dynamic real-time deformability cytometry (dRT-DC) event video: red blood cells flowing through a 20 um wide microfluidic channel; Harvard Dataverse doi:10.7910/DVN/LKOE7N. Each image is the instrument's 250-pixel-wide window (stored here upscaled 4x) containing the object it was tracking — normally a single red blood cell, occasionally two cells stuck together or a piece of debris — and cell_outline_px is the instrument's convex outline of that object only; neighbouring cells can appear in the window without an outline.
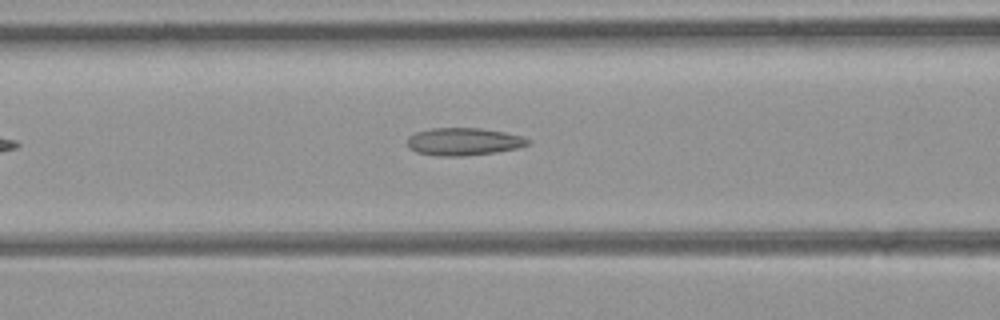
{"species": "common noctule bat (a hibernating species)", "species_latin": "Nyctalus noctula", "temperature_condition": "room temperature", "stored_images_in_passage": 33, "camera_frame_rate_fps": 3000, "um_per_image_px": 0.085, "animal": {"sex": "female", "body_mass_g": 21.9}, "frame": {"image": 1, "passage_image": 10, "time_ms": 3.0, "image_size_px": [1000, 320], "cell_outline_px": [[532, 140], [528, 144], [516, 148], [492, 152], [464, 156], [440, 156], [416, 152], [408, 148], [408, 136], [416, 132], [432, 128], [480, 128], [504, 132], [520, 136]], "centroid_in_image_um": [39.37, 12.03], "position_along_channel_um": 127.2, "area_um2": 19.19}}
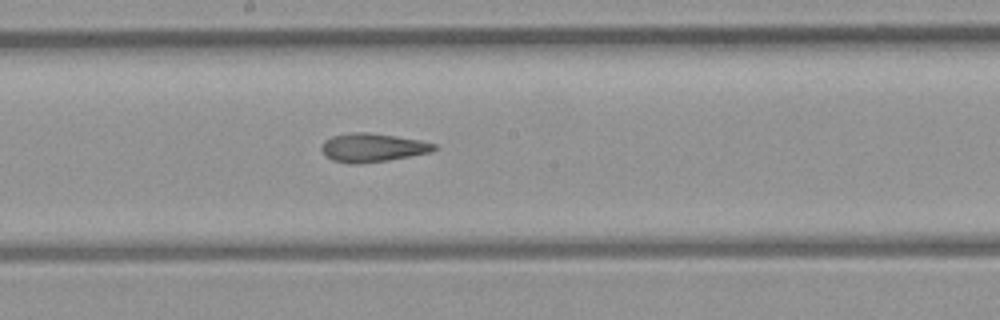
{"frame": {"image": 2, "passage_image": 16, "time_ms": 5.0, "image_size_px": [1000, 320], "cell_outline_px": [[436, 148], [432, 152], [388, 160], [356, 164], [348, 164], [332, 160], [320, 148], [324, 140], [332, 136], [352, 132], [368, 132], [396, 136], [420, 140], [436, 144]], "centroid_in_image_um": [31.66, 12.54], "position_along_channel_um": 216.5, "area_um2": 18.73}}
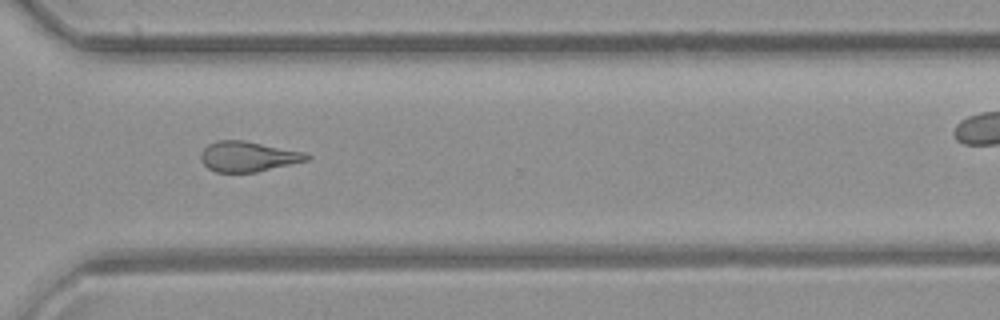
{"frame": {"image": 3, "passage_image": 25, "time_ms": 8.0, "image_size_px": [1000, 320], "cell_outline_px": [[312, 156], [308, 160], [256, 172], [216, 172], [208, 168], [200, 160], [200, 152], [208, 144], [220, 140], [244, 140], [304, 152]], "centroid_in_image_um": [21.06, 13.3], "position_along_channel_um": 349.5, "area_um2": 18.61}, "authors_computed_cell_mechanics": {"area_um2": 18.6694, "velocity_mm_per_s": 4.4554, "shape_relaxation_time_tau1_ms": null, "shape_relaxation_time_tau2_ms": 2.3009, "deformation_change_tau1": null, "deformation_change_tau2": 0.114}}